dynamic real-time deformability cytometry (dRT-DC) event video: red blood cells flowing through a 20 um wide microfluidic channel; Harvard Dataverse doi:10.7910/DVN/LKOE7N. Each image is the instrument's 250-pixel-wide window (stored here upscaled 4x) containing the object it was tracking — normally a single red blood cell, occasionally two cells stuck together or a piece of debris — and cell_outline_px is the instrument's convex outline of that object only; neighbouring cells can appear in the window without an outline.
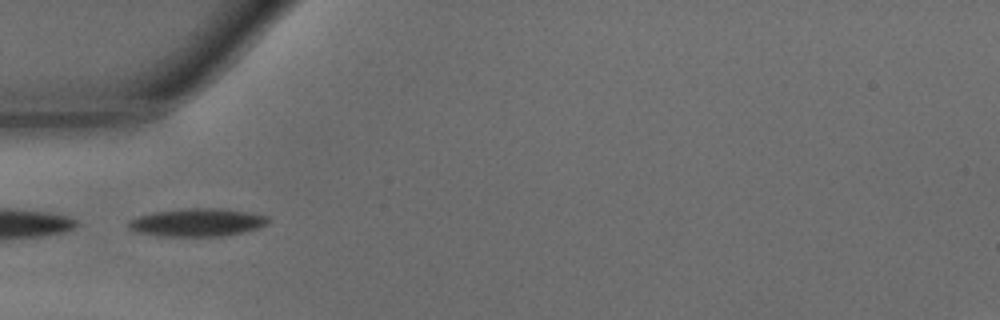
{"species": "common noctule bat (a hibernating species)", "species_latin": "Nyctalus noctula", "temperature_condition": "warm", "stored_images_in_passage": 33, "camera_frame_rate_fps": 3000, "um_per_image_px": 0.085, "animal": {"sex": "male", "body_mass_g": 15.6}, "frame": {"image": 1, "passage_image": 1, "time_ms": 0.0, "image_size_px": [1000, 320], "cell_outline_px": [[268, 220], [260, 228], [244, 232], [224, 236], [156, 236], [136, 232], [128, 224], [128, 220], [152, 212], [180, 208], [224, 208], [268, 216]], "centroid_in_image_um": [16.75, 18.9], "position_along_channel_um": 68.2, "area_um2": 22.83}}
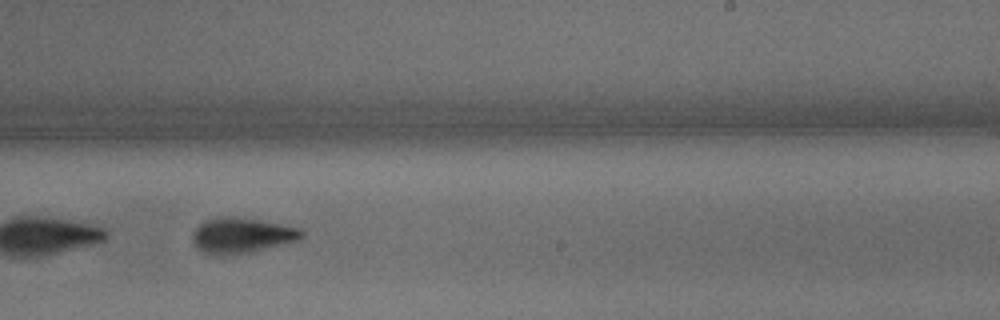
{"frame": {"image": 2, "passage_image": 15, "time_ms": 4.667, "image_size_px": [1000, 320], "cell_outline_px": [[304, 236], [300, 240], [252, 252], [220, 256], [212, 256], [204, 252], [192, 240], [192, 232], [204, 220], [232, 216], [256, 220], [300, 228], [304, 232]], "centroid_in_image_um": [20.55, 20.03], "position_along_channel_um": 268.4, "area_um2": 22.37}}
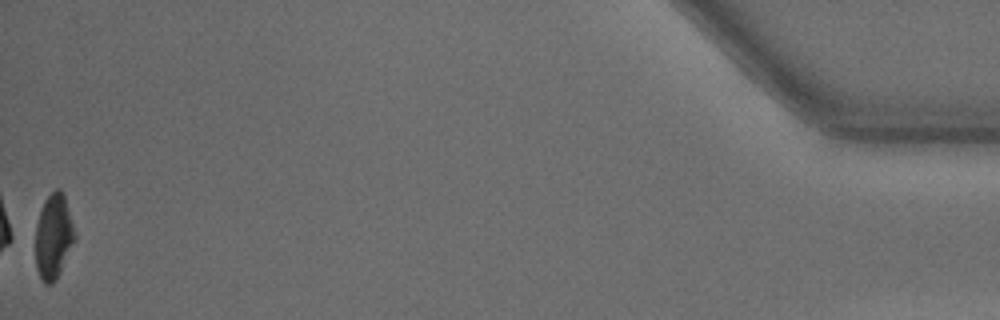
{"frame": {"image": 3, "passage_image": 33, "time_ms": 10.667, "image_size_px": [1000, 320], "cell_outline_px": [[76, 236], [60, 272], [52, 284], [44, 284], [36, 268], [36, 224], [44, 200], [56, 188], [60, 188], [64, 196]], "centroid_in_image_um": [4.53, 20.11], "position_along_channel_um": 430.7, "area_um2": 19.02}, "authors_computed_cell_mechanics": {"area_um2": 21.386, "velocity_mm_per_s": 4.2832, "shape_relaxation_time_tau1_ms": 2.8708, "shape_relaxation_time_tau2_ms": 2.6673, "deformation_change_tau1": 0.1535, "deformation_change_tau2": 0.0954}}